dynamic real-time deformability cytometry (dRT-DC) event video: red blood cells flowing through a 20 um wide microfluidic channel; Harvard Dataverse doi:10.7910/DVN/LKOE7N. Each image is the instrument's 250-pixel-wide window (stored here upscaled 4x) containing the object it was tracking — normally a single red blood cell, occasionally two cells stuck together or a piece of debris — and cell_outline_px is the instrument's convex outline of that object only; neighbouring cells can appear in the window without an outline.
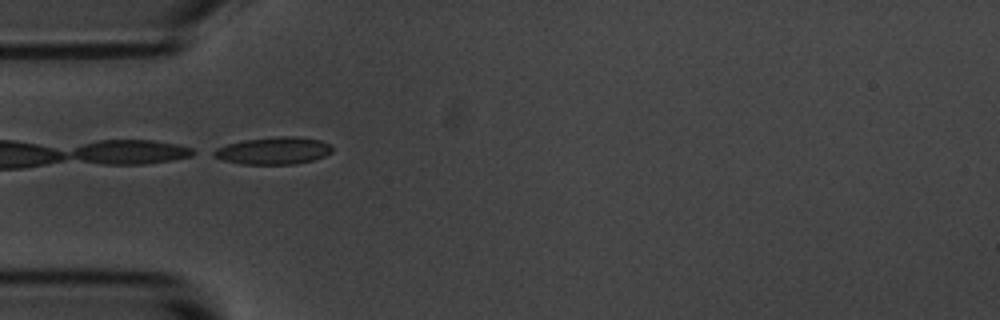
{"species": "common noctule bat (a hibernating species)", "species_latin": "Nyctalus noctula", "temperature_condition": "room temperature", "stored_images_in_passage": 34, "camera_frame_rate_fps": 3000, "um_per_image_px": 0.085, "animal": {"sex": "male", "body_mass_g": 20.1, "forearm_length_mm": 53.5}, "frame": {"image": 1, "passage_image": 1, "time_ms": 0.0, "image_size_px": [1000, 320], "cell_outline_px": [[332, 152], [324, 156], [312, 160], [296, 164], [240, 164], [224, 160], [212, 156], [208, 152], [216, 148], [228, 144], [244, 140], [280, 136], [296, 136], [320, 140], [332, 144]], "centroid_in_image_um": [23.23, 12.81], "position_along_channel_um": 61.8, "area_um2": 18.96}}
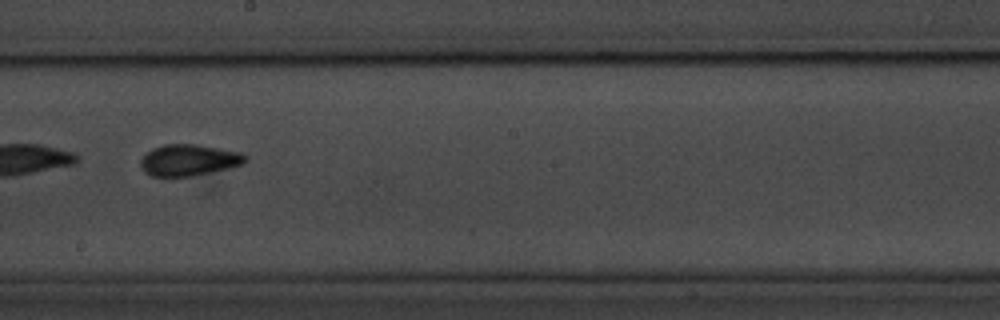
{"frame": {"image": 2, "passage_image": 15, "time_ms": 4.667, "image_size_px": [1000, 320], "cell_outline_px": [[248, 160], [244, 164], [228, 168], [192, 176], [152, 176], [144, 172], [140, 168], [140, 160], [152, 148], [164, 144], [196, 144], [220, 148], [240, 152], [248, 156]], "centroid_in_image_um": [16.06, 13.6], "position_along_channel_um": 232.1, "area_um2": 19.25}, "authors_computed_cell_mechanics": {"area_um2": 18.2359, "velocity_mm_per_s": 3.6776, "shape_relaxation_time_tau1_ms": 4.4585, "shape_relaxation_time_tau2_ms": 2.1784, "deformation_change_tau1": 0.1293, "deformation_change_tau2": 0.0955}}